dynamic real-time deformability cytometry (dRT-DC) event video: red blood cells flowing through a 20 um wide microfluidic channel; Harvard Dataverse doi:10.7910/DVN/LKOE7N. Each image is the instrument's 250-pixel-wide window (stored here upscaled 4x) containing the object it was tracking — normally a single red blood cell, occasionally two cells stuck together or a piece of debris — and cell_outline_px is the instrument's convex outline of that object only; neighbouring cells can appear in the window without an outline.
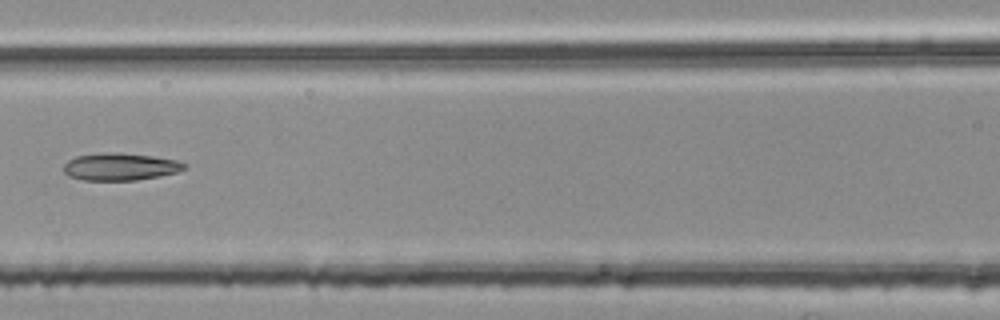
{"species": "common noctule bat (a hibernating species)", "species_latin": "Nyctalus noctula", "temperature_condition": "room temperature", "stored_images_in_passage": 6, "segment_of_instrument_passage": [2, 2], "camera_frame_rate_fps": 3000, "um_per_image_px": 0.085, "animal": {"sex": "female", "body_mass_g": 25.1}, "frame": {"image": 1, "passage_image": 6, "time_ms": 1.667, "image_size_px": [1000, 320], "cell_outline_px": [[188, 164], [180, 172], [160, 176], [136, 180], [84, 180], [68, 176], [64, 172], [64, 164], [68, 160], [76, 156], [100, 152], [120, 152], [152, 156], [176, 160]], "centroid_in_image_um": [10.22, 14.16], "position_along_channel_um": 156.4, "area_um2": 19.42}}